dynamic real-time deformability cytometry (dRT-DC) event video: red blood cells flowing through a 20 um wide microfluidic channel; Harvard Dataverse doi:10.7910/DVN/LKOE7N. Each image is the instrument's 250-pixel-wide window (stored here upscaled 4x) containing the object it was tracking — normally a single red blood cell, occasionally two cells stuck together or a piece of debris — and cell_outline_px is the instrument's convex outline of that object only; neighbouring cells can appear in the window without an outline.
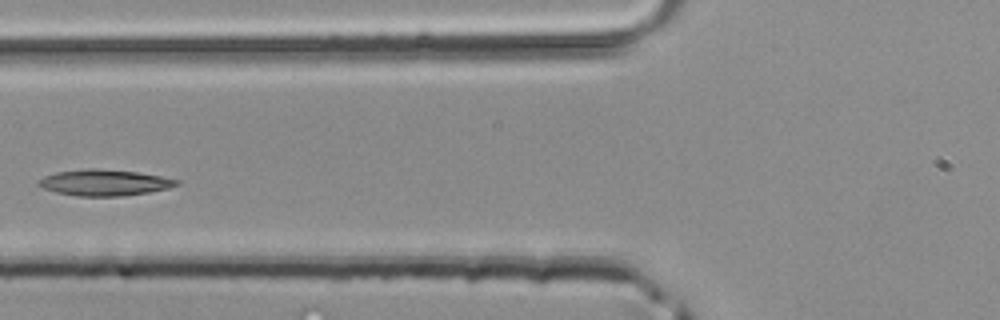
{"species": "common noctule bat (a hibernating species)", "species_latin": "Nyctalus noctula", "temperature_condition": "room temperature", "stored_images_in_passage": 3, "camera_frame_rate_fps": 3000, "um_per_image_px": 0.085, "animal": {"sex": "male", "body_mass_g": 20.4}, "frame": {"image": 1, "passage_image": 3, "time_ms": 0.667, "image_size_px": [1000, 320], "cell_outline_px": [[180, 184], [168, 188], [148, 192], [120, 196], [76, 196], [56, 192], [40, 188], [36, 184], [36, 180], [44, 176], [56, 172], [88, 168], [96, 168], [136, 172], [160, 176], [180, 180]], "centroid_in_image_um": [8.81, 15.52], "position_along_channel_um": 117.0, "area_um2": 21.1}}